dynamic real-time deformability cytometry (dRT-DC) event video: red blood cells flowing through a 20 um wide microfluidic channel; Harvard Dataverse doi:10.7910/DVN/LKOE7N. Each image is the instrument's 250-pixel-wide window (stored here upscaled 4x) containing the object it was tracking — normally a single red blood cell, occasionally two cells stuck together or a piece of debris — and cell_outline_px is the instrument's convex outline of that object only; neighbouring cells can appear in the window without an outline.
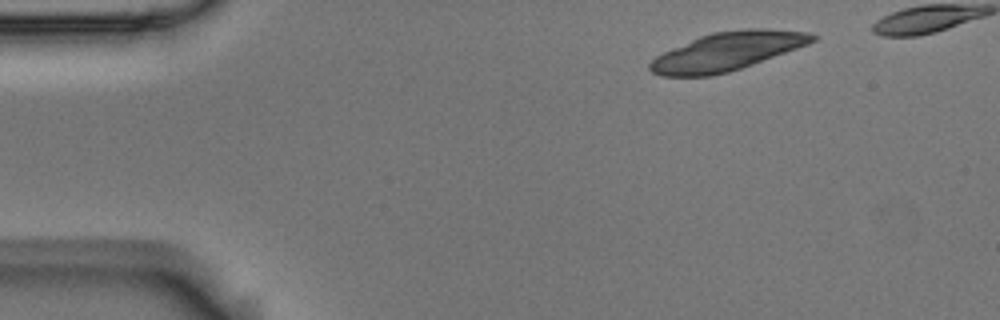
{"species": "Egyptian fruit bat (a non-hibernating species)", "species_latin": "Rousettus aegyptiacus", "temperature_condition": "room temperature", "stored_images_in_passage": 7, "camera_frame_rate_fps": 3000, "um_per_image_px": 0.085, "animal": {"sex": "male"}, "frame": {"image": 1, "passage_image": 1, "time_ms": 0.0, "image_size_px": [1000, 320], "cell_outline_px": [[820, 36], [816, 40], [808, 44], [752, 64], [728, 72], [708, 76], [660, 76], [652, 72], [648, 68], [648, 64], [656, 56], [672, 48], [700, 36], [712, 32], [748, 28], [768, 28], [812, 32]], "centroid_in_image_um": [61.84, 4.35], "position_along_channel_um": 23.2, "area_um2": 36.24}}
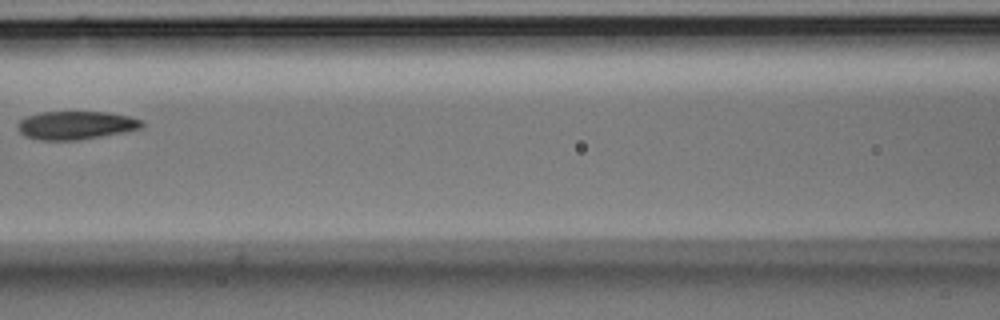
{"frame": {"image": 2, "passage_image": 6, "time_ms": 1.667, "image_size_px": [1000, 320], "cell_outline_px": [[144, 128], [124, 132], [80, 140], [40, 140], [24, 136], [20, 132], [20, 120], [28, 116], [40, 112], [108, 112], [128, 116], [144, 120]], "centroid_in_image_um": [6.52, 10.65], "position_along_channel_um": 160.1, "area_um2": 20.46}}
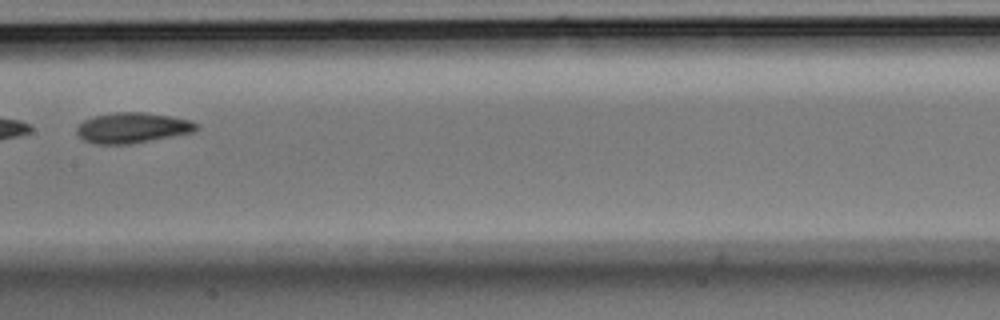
{"frame": {"image": 3, "passage_image": 7, "time_ms": 2.0, "image_size_px": [1000, 320], "cell_outline_px": [[200, 128], [192, 132], [128, 144], [92, 144], [84, 140], [76, 132], [76, 128], [84, 120], [96, 116], [116, 112], [144, 112], [172, 116], [192, 120], [200, 124]], "centroid_in_image_um": [11.28, 10.85], "position_along_channel_um": 196.1, "area_um2": 21.15}}